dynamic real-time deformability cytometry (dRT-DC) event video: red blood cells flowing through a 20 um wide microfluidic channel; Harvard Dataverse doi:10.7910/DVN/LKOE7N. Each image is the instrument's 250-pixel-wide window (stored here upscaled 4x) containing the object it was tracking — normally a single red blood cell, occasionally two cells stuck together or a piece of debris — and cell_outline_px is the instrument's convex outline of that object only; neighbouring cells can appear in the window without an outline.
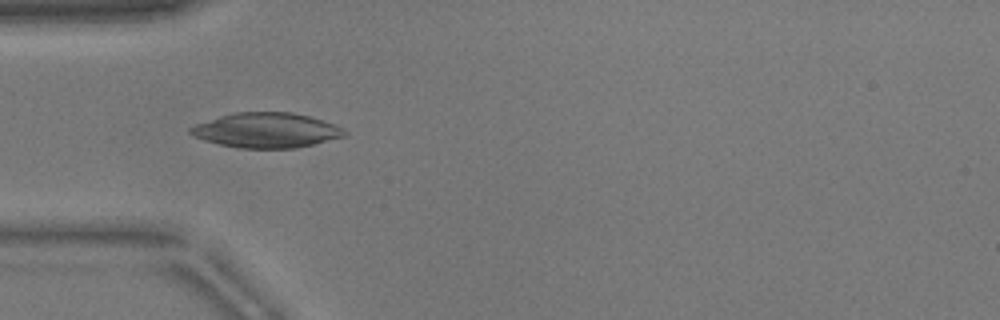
{"species": "common noctule bat (a hibernating species)", "species_latin": "Nyctalus noctula", "temperature_condition": "warm", "stored_images_in_passage": 41, "camera_frame_rate_fps": 3000, "um_per_image_px": 0.085, "animal": {"sex": "male", "body_mass_g": 17.9}, "frame": {"image": 1, "passage_image": 16, "time_ms": 5.0, "image_size_px": [1000, 320], "cell_outline_px": [[348, 132], [344, 136], [296, 148], [240, 148], [220, 144], [204, 140], [192, 136], [188, 132], [188, 128], [196, 124], [220, 116], [236, 112], [292, 112], [308, 116], [336, 124], [344, 128]], "centroid_in_image_um": [22.64, 11.07], "position_along_channel_um": 62.4, "area_um2": 31.27}}
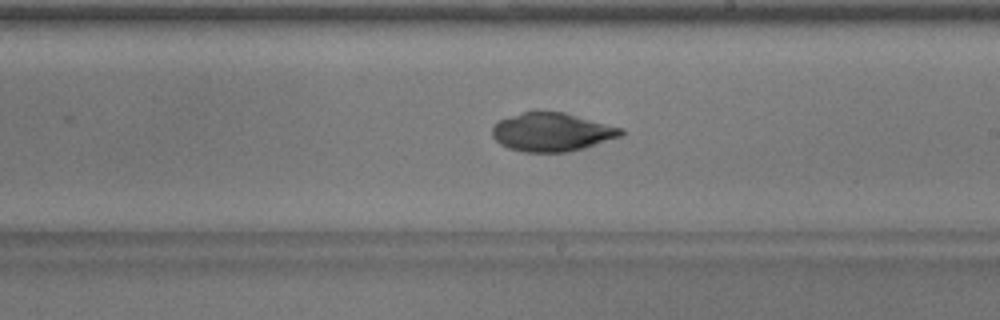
{"frame": {"image": 2, "passage_image": 30, "time_ms": 9.667, "image_size_px": [1000, 320], "cell_outline_px": [[624, 136], [584, 148], [568, 152], [524, 152], [508, 148], [500, 144], [492, 136], [492, 124], [500, 120], [536, 108], [564, 112], [624, 128]], "centroid_in_image_um": [46.93, 11.2], "position_along_channel_um": 242.1, "area_um2": 29.59}}
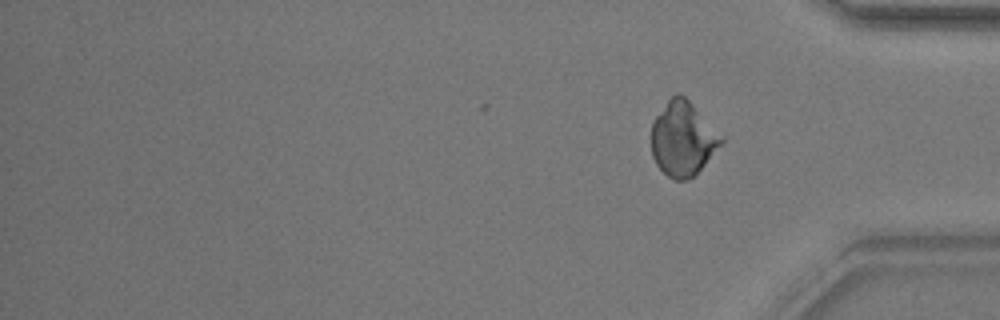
{"frame": {"image": 3, "passage_image": 41, "time_ms": 13.333, "image_size_px": [1000, 320], "cell_outline_px": [[724, 140], [704, 164], [688, 180], [672, 180], [656, 164], [652, 156], [652, 120], [668, 100], [676, 92], [680, 92], [724, 136]], "centroid_in_image_um": [58.03, 11.78], "position_along_channel_um": 377.2, "area_um2": 30.0}, "authors_computed_cell_mechanics": {"area_um2": 28.8422, "velocity_mm_per_s": 3.8651, "shape_relaxation_time_tau1_ms": null, "shape_relaxation_time_tau2_ms": 1.7651, "deformation_change_tau1": null, "deformation_change_tau2": 0.0482}}